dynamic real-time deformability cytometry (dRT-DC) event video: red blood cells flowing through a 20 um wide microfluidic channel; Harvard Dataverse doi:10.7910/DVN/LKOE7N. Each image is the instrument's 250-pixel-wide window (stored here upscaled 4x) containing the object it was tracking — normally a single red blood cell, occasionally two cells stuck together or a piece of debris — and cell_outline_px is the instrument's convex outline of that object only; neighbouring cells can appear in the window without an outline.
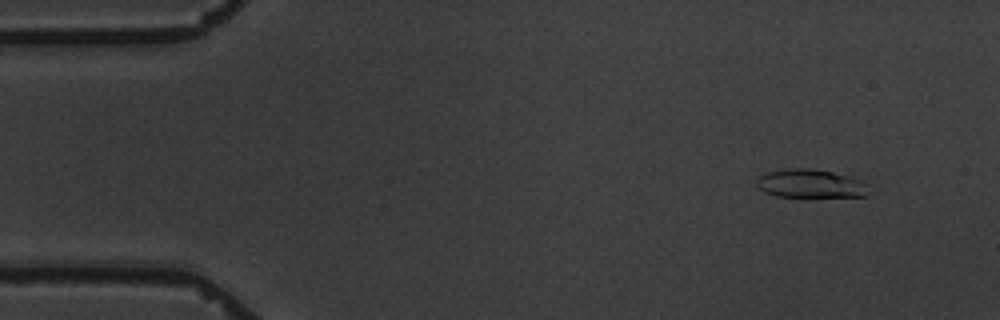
{"species": "common noctule bat (a hibernating species)", "species_latin": "Nyctalus noctula", "temperature_condition": "warm", "stored_images_in_passage": 5, "camera_frame_rate_fps": 3000, "um_per_image_px": 0.085, "animal": {"sex": "male", "body_mass_g": 19.5, "forearm_length_mm": 54.6}, "frame": {"image": 1, "passage_image": 1, "time_ms": 0.0, "image_size_px": [1000, 320], "cell_outline_px": [[868, 192], [864, 196], [804, 200], [776, 196], [764, 192], [756, 184], [756, 180], [760, 176], [768, 172], [788, 168], [812, 168], [832, 172], [848, 176], [864, 184]], "centroid_in_image_um": [68.84, 15.67], "position_along_channel_um": 16.2, "area_um2": 19.36}}
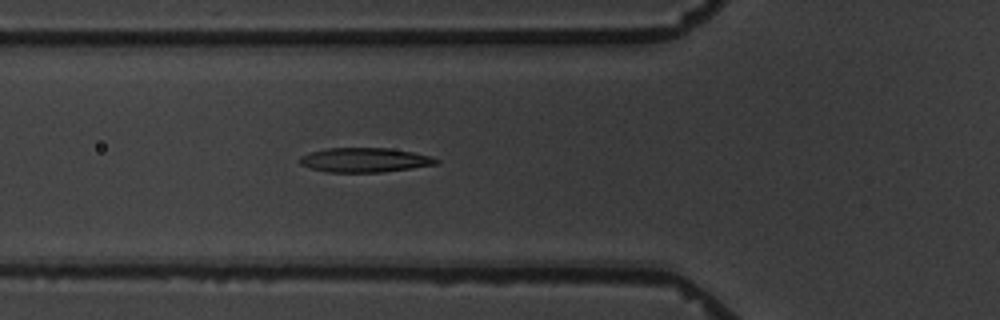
{"frame": {"image": 2, "passage_image": 5, "time_ms": 5.0, "image_size_px": [1000, 320], "cell_outline_px": [[440, 164], [412, 168], [380, 172], [328, 172], [312, 168], [300, 164], [300, 156], [312, 152], [328, 148], [388, 148], [412, 152], [428, 156], [440, 160]], "centroid_in_image_um": [31.03, 13.6], "position_along_channel_um": 94.8, "area_um2": 19.19}}